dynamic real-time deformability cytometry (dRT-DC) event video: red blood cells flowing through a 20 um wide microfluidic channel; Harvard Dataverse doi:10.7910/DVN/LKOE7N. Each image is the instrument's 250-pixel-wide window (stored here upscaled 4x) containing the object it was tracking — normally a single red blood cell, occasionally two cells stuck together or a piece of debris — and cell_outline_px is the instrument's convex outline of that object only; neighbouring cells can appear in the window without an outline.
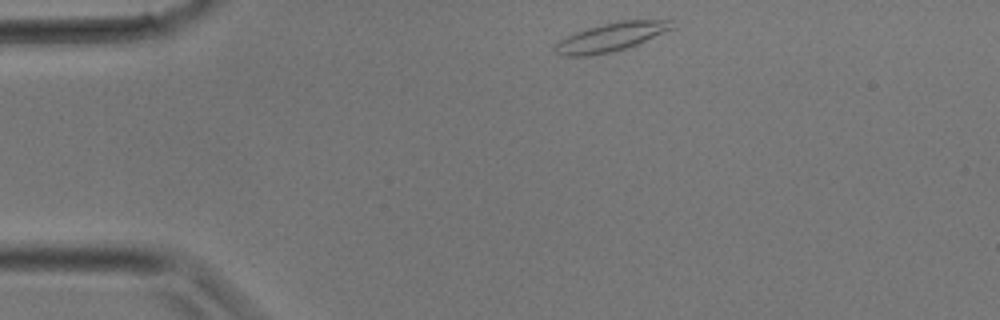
{"species": "common noctule bat (a hibernating species)", "species_latin": "Nyctalus noctula", "temperature_condition": "room temperature", "stored_images_in_passage": 24, "camera_frame_rate_fps": 3000, "um_per_image_px": 0.085, "animal": {"sex": "male", "body_mass_g": 17.9}, "frame": {"image": 1, "passage_image": 1, "time_ms": 0.0, "image_size_px": [1000, 320], "cell_outline_px": [[676, 28], [636, 44], [612, 52], [588, 56], [556, 56], [552, 44], [576, 32], [588, 28], [620, 20], [672, 20]], "centroid_in_image_um": [51.91, 3.16], "position_along_channel_um": 33.1, "area_um2": 19.54}}
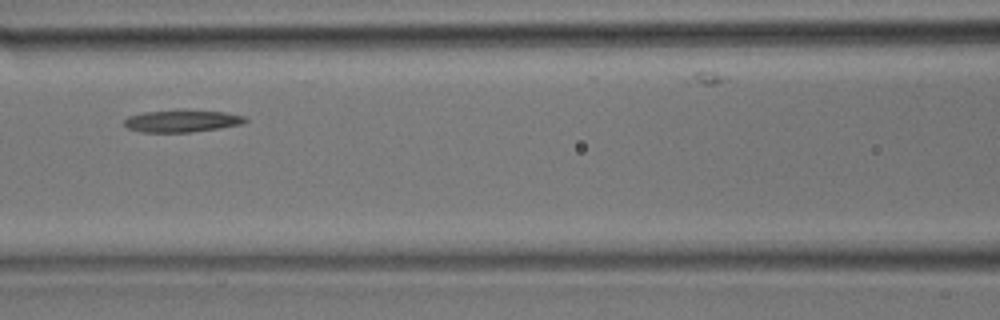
{"frame": {"image": 2, "passage_image": 9, "time_ms": 2.667, "image_size_px": [1000, 320], "cell_outline_px": [[248, 120], [244, 124], [220, 128], [192, 132], [140, 132], [128, 128], [124, 124], [124, 120], [128, 116], [144, 112], [224, 112], [244, 116]], "centroid_in_image_um": [15.47, 10.33], "position_along_channel_um": 151.1, "area_um2": 14.97}}
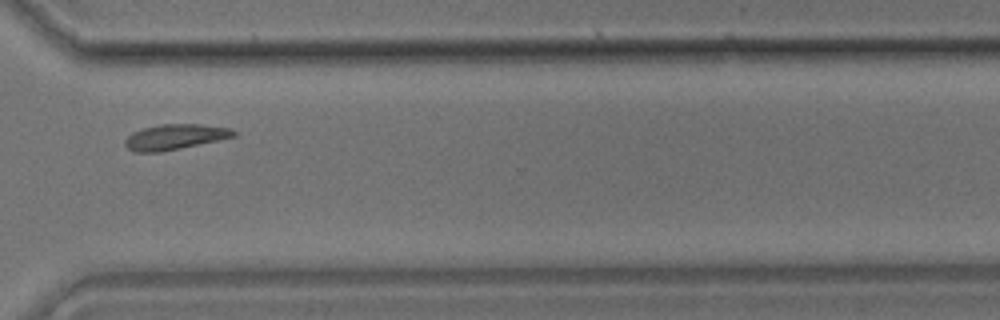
{"frame": {"image": 3, "passage_image": 19, "time_ms": 6.0, "image_size_px": [1000, 320], "cell_outline_px": [[236, 136], [180, 148], [160, 152], [136, 152], [128, 148], [124, 144], [124, 140], [132, 132], [144, 128], [160, 124], [200, 124], [232, 128], [236, 132]], "centroid_in_image_um": [14.86, 11.63], "position_along_channel_um": 355.7, "area_um2": 15.95}}